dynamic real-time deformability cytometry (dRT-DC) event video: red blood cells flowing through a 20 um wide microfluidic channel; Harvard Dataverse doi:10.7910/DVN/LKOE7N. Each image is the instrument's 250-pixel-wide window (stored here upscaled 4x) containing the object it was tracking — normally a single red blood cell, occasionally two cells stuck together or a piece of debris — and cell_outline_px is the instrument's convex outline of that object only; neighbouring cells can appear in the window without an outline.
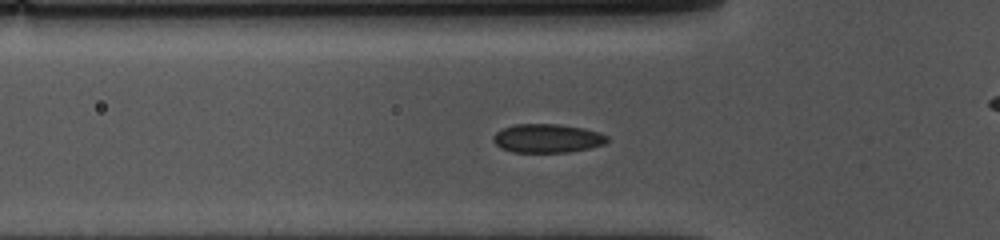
{"species": "common noctule bat (a hibernating species)", "species_latin": "Nyctalus noctula", "temperature_condition": "cold", "stored_images_in_passage": 42, "camera_frame_rate_fps": 3000, "um_per_image_px": 0.085, "animal": {"sex": "female", "body_mass_g": 10.0, "forearm_length_mm": 53.1}, "frame": {"image": 1, "passage_image": 3, "time_ms": 0.667, "image_size_px": [1000, 240], "cell_outline_px": [[608, 140], [604, 144], [588, 148], [568, 152], [512, 152], [500, 148], [492, 140], [492, 136], [496, 132], [504, 128], [516, 124], [560, 124], [584, 128], [600, 132], [608, 136]], "centroid_in_image_um": [46.51, 11.75], "position_along_channel_um": 79.3, "area_um2": 19.13}}
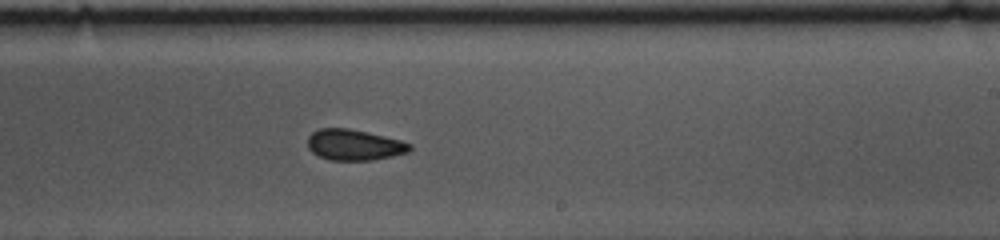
{"frame": {"image": 2, "passage_image": 18, "time_ms": 5.667, "image_size_px": [1000, 240], "cell_outline_px": [[412, 148], [408, 152], [392, 156], [372, 160], [328, 160], [312, 152], [308, 148], [308, 136], [312, 132], [320, 128], [348, 128], [368, 132], [400, 140], [412, 144]], "centroid_in_image_um": [30.1, 12.31], "position_along_channel_um": 258.9, "area_um2": 18.38}}
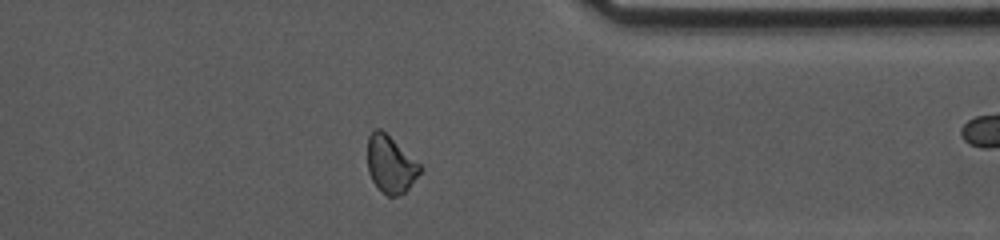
{"frame": {"image": 3, "passage_image": 29, "time_ms": 9.333, "image_size_px": [1000, 240], "cell_outline_px": [[424, 168], [408, 188], [404, 192], [396, 196], [388, 196], [372, 180], [368, 172], [368, 136], [376, 128], [380, 128], [420, 164]], "centroid_in_image_um": [33.2, 13.96], "position_along_channel_um": 378.2, "area_um2": 17.11}, "authors_computed_cell_mechanics": {"area_um2": 18.9584, "velocity_mm_per_s": 3.5856, "shape_relaxation_time_tau1_ms": 4.2579, "shape_relaxation_time_tau2_ms": 2.4964, "deformation_change_tau1": 0.0752, "deformation_change_tau2": 0.0721}}